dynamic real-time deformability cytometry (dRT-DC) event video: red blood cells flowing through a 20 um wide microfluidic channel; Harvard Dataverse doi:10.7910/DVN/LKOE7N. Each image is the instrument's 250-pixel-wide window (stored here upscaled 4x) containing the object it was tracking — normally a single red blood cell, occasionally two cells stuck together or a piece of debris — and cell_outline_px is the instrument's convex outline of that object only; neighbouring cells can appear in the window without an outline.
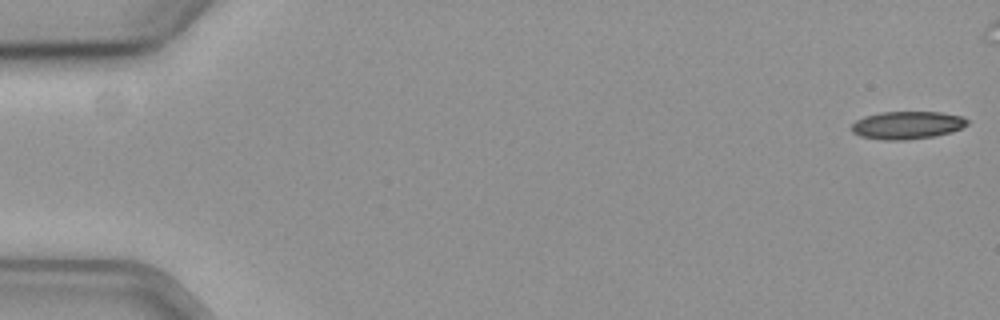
{"species": "common noctule bat (a hibernating species)", "species_latin": "Nyctalus noctula", "temperature_condition": "cold", "stored_images_in_passage": 51, "camera_frame_rate_fps": 3000, "um_per_image_px": 0.085, "animal": {"sex": "female", "body_mass_g": 19.3, "forearm_length_mm": 54.1}, "frame": {"image": 1, "passage_image": 1, "time_ms": 0.0, "image_size_px": [1000, 320], "cell_outline_px": [[968, 124], [952, 132], [936, 136], [904, 140], [880, 140], [860, 136], [852, 132], [852, 124], [856, 120], [864, 116], [880, 112], [940, 112], [964, 116], [968, 120]], "centroid_in_image_um": [77.11, 10.64], "position_along_channel_um": 7.9, "area_um2": 18.9}}
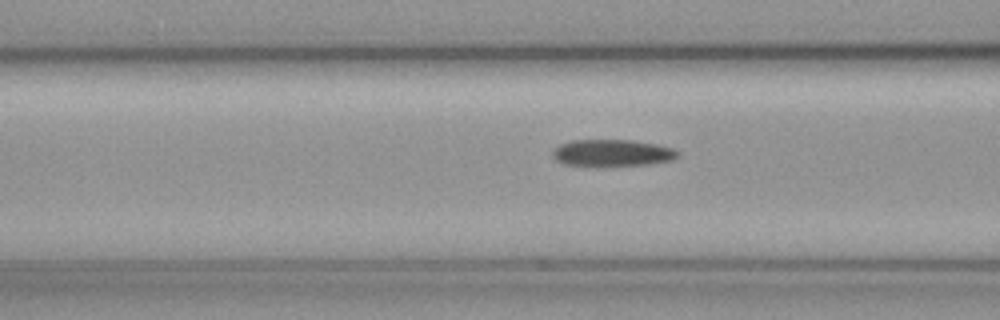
{"frame": {"image": 2, "passage_image": 23, "time_ms": 7.333, "image_size_px": [1000, 320], "cell_outline_px": [[680, 152], [672, 160], [648, 164], [604, 168], [592, 168], [564, 164], [556, 160], [552, 156], [552, 152], [560, 144], [572, 140], [632, 140], [656, 144], [672, 148]], "centroid_in_image_um": [51.99, 13.04], "position_along_channel_um": 114.6, "area_um2": 20.23}}
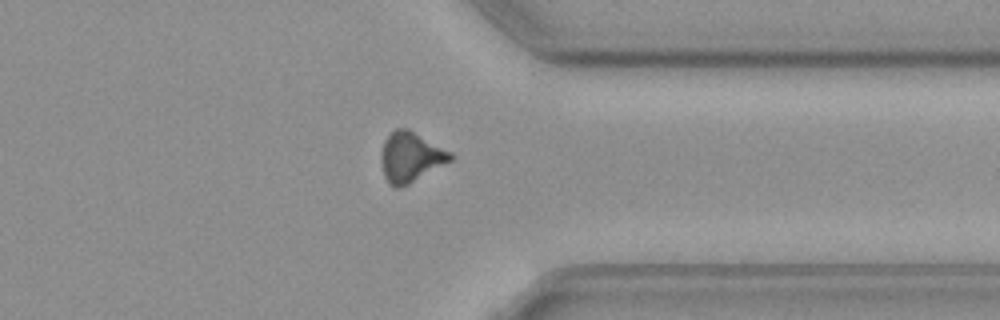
{"frame": {"image": 3, "passage_image": 45, "time_ms": 14.667, "image_size_px": [1000, 320], "cell_outline_px": [[452, 160], [408, 184], [400, 188], [392, 188], [388, 184], [384, 176], [380, 160], [380, 152], [384, 140], [396, 128], [408, 128], [452, 152]], "centroid_in_image_um": [34.86, 13.35], "position_along_channel_um": 376.5, "area_um2": 20.29}}